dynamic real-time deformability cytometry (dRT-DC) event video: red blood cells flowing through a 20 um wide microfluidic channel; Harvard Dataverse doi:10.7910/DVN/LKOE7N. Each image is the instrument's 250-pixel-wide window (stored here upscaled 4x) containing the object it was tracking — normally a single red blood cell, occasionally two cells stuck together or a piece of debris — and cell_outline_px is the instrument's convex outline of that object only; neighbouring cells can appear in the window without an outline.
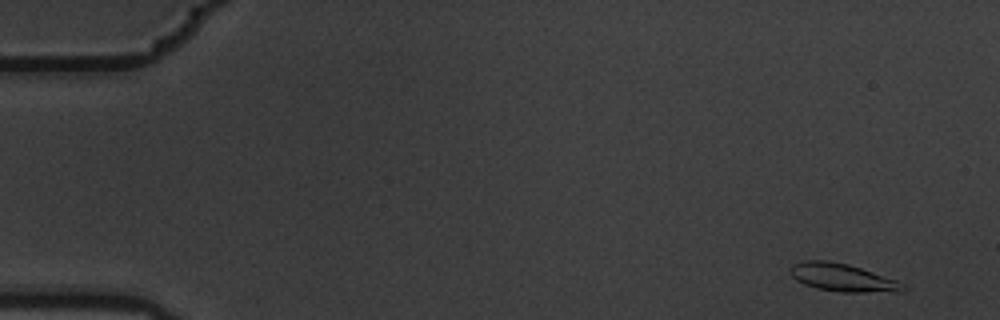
{"species": "common noctule bat (a hibernating species)", "species_latin": "Nyctalus noctula", "temperature_condition": "warm", "stored_images_in_passage": 15, "camera_frame_rate_fps": 3000, "um_per_image_px": 0.085, "animal": {"sex": "male", "body_mass_g": 19.5, "forearm_length_mm": 54.6}, "frame": {"image": 1, "passage_image": 1, "time_ms": 0.0, "image_size_px": [1000, 320], "cell_outline_px": [[908, 288], [904, 292], [840, 292], [816, 288], [804, 284], [796, 280], [788, 272], [788, 268], [792, 264], [804, 260], [828, 260], [848, 264], [896, 280]], "centroid_in_image_um": [71.58, 23.59], "position_along_channel_um": 13.4, "area_um2": 18.44}}
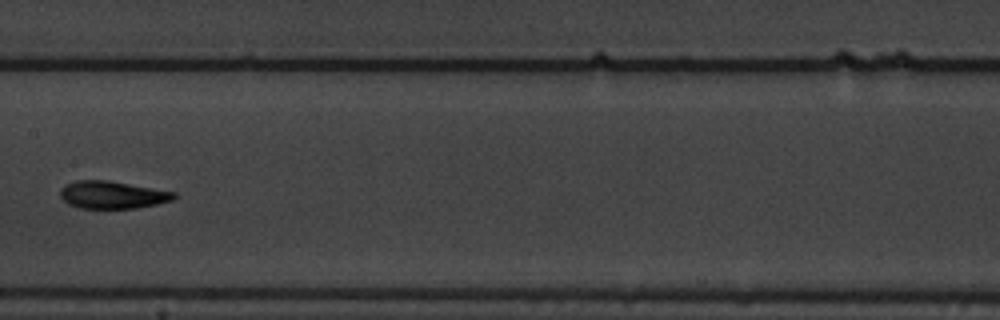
{"frame": {"image": 2, "passage_image": 8, "time_ms": 2.333, "image_size_px": [1000, 320], "cell_outline_px": [[176, 196], [172, 200], [156, 204], [136, 208], [80, 208], [68, 204], [60, 196], [60, 188], [64, 184], [76, 180], [108, 180], [176, 192]], "centroid_in_image_um": [9.52, 16.55], "position_along_channel_um": 197.9, "area_um2": 18.26}}
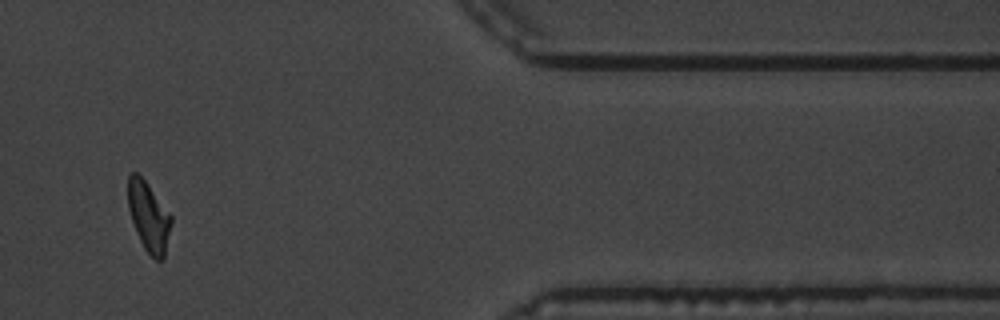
{"frame": {"image": 3, "passage_image": 13, "time_ms": 4.0, "image_size_px": [1000, 320], "cell_outline_px": [[172, 224], [164, 256], [160, 260], [156, 260], [144, 248], [136, 232], [128, 208], [128, 176], [132, 172], [136, 172], [148, 184], [172, 216]], "centroid_in_image_um": [12.64, 18.4], "position_along_channel_um": 398.8, "area_um2": 17.34}}